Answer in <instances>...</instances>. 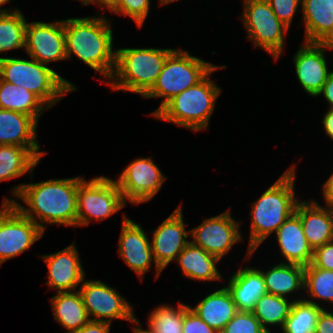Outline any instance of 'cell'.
<instances>
[{"label": "cell", "instance_id": "obj_1", "mask_svg": "<svg viewBox=\"0 0 333 333\" xmlns=\"http://www.w3.org/2000/svg\"><path fill=\"white\" fill-rule=\"evenodd\" d=\"M77 190L78 176L25 182L13 187L11 194L15 199L4 197L3 203H12L44 232L47 224L77 227Z\"/></svg>", "mask_w": 333, "mask_h": 333}, {"label": "cell", "instance_id": "obj_2", "mask_svg": "<svg viewBox=\"0 0 333 333\" xmlns=\"http://www.w3.org/2000/svg\"><path fill=\"white\" fill-rule=\"evenodd\" d=\"M112 22L104 14L64 19L67 60L76 56L106 82L115 69Z\"/></svg>", "mask_w": 333, "mask_h": 333}, {"label": "cell", "instance_id": "obj_3", "mask_svg": "<svg viewBox=\"0 0 333 333\" xmlns=\"http://www.w3.org/2000/svg\"><path fill=\"white\" fill-rule=\"evenodd\" d=\"M296 165L292 164L252 204L249 244L245 259L295 212L300 201L295 194Z\"/></svg>", "mask_w": 333, "mask_h": 333}, {"label": "cell", "instance_id": "obj_4", "mask_svg": "<svg viewBox=\"0 0 333 333\" xmlns=\"http://www.w3.org/2000/svg\"><path fill=\"white\" fill-rule=\"evenodd\" d=\"M219 68L225 69L226 65H216L200 82L170 99L153 117L194 132L207 129L222 92L210 74Z\"/></svg>", "mask_w": 333, "mask_h": 333}, {"label": "cell", "instance_id": "obj_5", "mask_svg": "<svg viewBox=\"0 0 333 333\" xmlns=\"http://www.w3.org/2000/svg\"><path fill=\"white\" fill-rule=\"evenodd\" d=\"M171 48H116L115 69L108 80L112 91H125L142 97L156 83Z\"/></svg>", "mask_w": 333, "mask_h": 333}, {"label": "cell", "instance_id": "obj_6", "mask_svg": "<svg viewBox=\"0 0 333 333\" xmlns=\"http://www.w3.org/2000/svg\"><path fill=\"white\" fill-rule=\"evenodd\" d=\"M29 59L1 57L0 79L33 92L49 108L58 104L67 93L78 90L53 68Z\"/></svg>", "mask_w": 333, "mask_h": 333}, {"label": "cell", "instance_id": "obj_7", "mask_svg": "<svg viewBox=\"0 0 333 333\" xmlns=\"http://www.w3.org/2000/svg\"><path fill=\"white\" fill-rule=\"evenodd\" d=\"M216 65L190 55L189 51L175 49L166 59L156 83L143 98H163L154 116L170 99L200 82Z\"/></svg>", "mask_w": 333, "mask_h": 333}, {"label": "cell", "instance_id": "obj_8", "mask_svg": "<svg viewBox=\"0 0 333 333\" xmlns=\"http://www.w3.org/2000/svg\"><path fill=\"white\" fill-rule=\"evenodd\" d=\"M127 205L115 180L98 176L87 181L78 176L77 226L101 222Z\"/></svg>", "mask_w": 333, "mask_h": 333}, {"label": "cell", "instance_id": "obj_9", "mask_svg": "<svg viewBox=\"0 0 333 333\" xmlns=\"http://www.w3.org/2000/svg\"><path fill=\"white\" fill-rule=\"evenodd\" d=\"M240 17L253 47L264 49L277 61L284 51L289 28L277 18L268 0H243Z\"/></svg>", "mask_w": 333, "mask_h": 333}, {"label": "cell", "instance_id": "obj_10", "mask_svg": "<svg viewBox=\"0 0 333 333\" xmlns=\"http://www.w3.org/2000/svg\"><path fill=\"white\" fill-rule=\"evenodd\" d=\"M78 290L91 320L112 323L120 319L136 324L133 306L115 287L84 278Z\"/></svg>", "mask_w": 333, "mask_h": 333}, {"label": "cell", "instance_id": "obj_11", "mask_svg": "<svg viewBox=\"0 0 333 333\" xmlns=\"http://www.w3.org/2000/svg\"><path fill=\"white\" fill-rule=\"evenodd\" d=\"M44 231L24 216L12 203L0 208V265L27 251Z\"/></svg>", "mask_w": 333, "mask_h": 333}, {"label": "cell", "instance_id": "obj_12", "mask_svg": "<svg viewBox=\"0 0 333 333\" xmlns=\"http://www.w3.org/2000/svg\"><path fill=\"white\" fill-rule=\"evenodd\" d=\"M166 178L150 156L132 160L115 181L126 203L137 205L152 200Z\"/></svg>", "mask_w": 333, "mask_h": 333}, {"label": "cell", "instance_id": "obj_13", "mask_svg": "<svg viewBox=\"0 0 333 333\" xmlns=\"http://www.w3.org/2000/svg\"><path fill=\"white\" fill-rule=\"evenodd\" d=\"M240 223L234 220L228 209L219 215L207 217L200 225L192 228L190 242L222 260L235 244L242 241Z\"/></svg>", "mask_w": 333, "mask_h": 333}, {"label": "cell", "instance_id": "obj_14", "mask_svg": "<svg viewBox=\"0 0 333 333\" xmlns=\"http://www.w3.org/2000/svg\"><path fill=\"white\" fill-rule=\"evenodd\" d=\"M118 253L125 264L137 274L140 280L150 271L154 264L155 278L158 279L162 270L158 267L151 249V243L145 230L124 213L121 233L118 240Z\"/></svg>", "mask_w": 333, "mask_h": 333}, {"label": "cell", "instance_id": "obj_15", "mask_svg": "<svg viewBox=\"0 0 333 333\" xmlns=\"http://www.w3.org/2000/svg\"><path fill=\"white\" fill-rule=\"evenodd\" d=\"M25 52L29 57L46 65L67 60L64 19L50 23L27 22Z\"/></svg>", "mask_w": 333, "mask_h": 333}, {"label": "cell", "instance_id": "obj_16", "mask_svg": "<svg viewBox=\"0 0 333 333\" xmlns=\"http://www.w3.org/2000/svg\"><path fill=\"white\" fill-rule=\"evenodd\" d=\"M327 50L333 51L331 43L304 41L293 55L298 82L309 96H318L329 75Z\"/></svg>", "mask_w": 333, "mask_h": 333}, {"label": "cell", "instance_id": "obj_17", "mask_svg": "<svg viewBox=\"0 0 333 333\" xmlns=\"http://www.w3.org/2000/svg\"><path fill=\"white\" fill-rule=\"evenodd\" d=\"M181 204L153 231L150 240L153 257L163 271L190 242Z\"/></svg>", "mask_w": 333, "mask_h": 333}, {"label": "cell", "instance_id": "obj_18", "mask_svg": "<svg viewBox=\"0 0 333 333\" xmlns=\"http://www.w3.org/2000/svg\"><path fill=\"white\" fill-rule=\"evenodd\" d=\"M40 258L46 263L48 275L46 285L48 289L58 292H70L78 289L85 278L79 251L75 242L64 249L51 254H42Z\"/></svg>", "mask_w": 333, "mask_h": 333}, {"label": "cell", "instance_id": "obj_19", "mask_svg": "<svg viewBox=\"0 0 333 333\" xmlns=\"http://www.w3.org/2000/svg\"><path fill=\"white\" fill-rule=\"evenodd\" d=\"M38 121L24 113L0 108V145L27 148L39 161L47 154L37 140Z\"/></svg>", "mask_w": 333, "mask_h": 333}, {"label": "cell", "instance_id": "obj_20", "mask_svg": "<svg viewBox=\"0 0 333 333\" xmlns=\"http://www.w3.org/2000/svg\"><path fill=\"white\" fill-rule=\"evenodd\" d=\"M295 213L300 217L304 235L314 251L333 241V209L316 200H300Z\"/></svg>", "mask_w": 333, "mask_h": 333}, {"label": "cell", "instance_id": "obj_21", "mask_svg": "<svg viewBox=\"0 0 333 333\" xmlns=\"http://www.w3.org/2000/svg\"><path fill=\"white\" fill-rule=\"evenodd\" d=\"M282 263L308 266L313 259V250L304 235L300 217L294 212L275 232Z\"/></svg>", "mask_w": 333, "mask_h": 333}, {"label": "cell", "instance_id": "obj_22", "mask_svg": "<svg viewBox=\"0 0 333 333\" xmlns=\"http://www.w3.org/2000/svg\"><path fill=\"white\" fill-rule=\"evenodd\" d=\"M300 13L305 42L333 41V0H302Z\"/></svg>", "mask_w": 333, "mask_h": 333}, {"label": "cell", "instance_id": "obj_23", "mask_svg": "<svg viewBox=\"0 0 333 333\" xmlns=\"http://www.w3.org/2000/svg\"><path fill=\"white\" fill-rule=\"evenodd\" d=\"M226 287L238 311L253 312L257 300L267 293L261 270L252 266L232 273Z\"/></svg>", "mask_w": 333, "mask_h": 333}, {"label": "cell", "instance_id": "obj_24", "mask_svg": "<svg viewBox=\"0 0 333 333\" xmlns=\"http://www.w3.org/2000/svg\"><path fill=\"white\" fill-rule=\"evenodd\" d=\"M190 309L218 333L238 312L227 287L207 294L194 308L190 307Z\"/></svg>", "mask_w": 333, "mask_h": 333}, {"label": "cell", "instance_id": "obj_25", "mask_svg": "<svg viewBox=\"0 0 333 333\" xmlns=\"http://www.w3.org/2000/svg\"><path fill=\"white\" fill-rule=\"evenodd\" d=\"M220 259L189 242L178 255L176 263L185 278L202 282L221 281V273L217 268Z\"/></svg>", "mask_w": 333, "mask_h": 333}, {"label": "cell", "instance_id": "obj_26", "mask_svg": "<svg viewBox=\"0 0 333 333\" xmlns=\"http://www.w3.org/2000/svg\"><path fill=\"white\" fill-rule=\"evenodd\" d=\"M50 302L54 319L67 330L66 333L79 330L91 320L79 290L58 292Z\"/></svg>", "mask_w": 333, "mask_h": 333}, {"label": "cell", "instance_id": "obj_27", "mask_svg": "<svg viewBox=\"0 0 333 333\" xmlns=\"http://www.w3.org/2000/svg\"><path fill=\"white\" fill-rule=\"evenodd\" d=\"M304 271V266L282 262L267 271L261 270L267 293L290 299L304 290Z\"/></svg>", "mask_w": 333, "mask_h": 333}, {"label": "cell", "instance_id": "obj_28", "mask_svg": "<svg viewBox=\"0 0 333 333\" xmlns=\"http://www.w3.org/2000/svg\"><path fill=\"white\" fill-rule=\"evenodd\" d=\"M0 108L24 113L39 118L49 108L33 92L0 79Z\"/></svg>", "mask_w": 333, "mask_h": 333}, {"label": "cell", "instance_id": "obj_29", "mask_svg": "<svg viewBox=\"0 0 333 333\" xmlns=\"http://www.w3.org/2000/svg\"><path fill=\"white\" fill-rule=\"evenodd\" d=\"M39 160L25 147L0 145V183L21 177L27 172L33 179Z\"/></svg>", "mask_w": 333, "mask_h": 333}, {"label": "cell", "instance_id": "obj_30", "mask_svg": "<svg viewBox=\"0 0 333 333\" xmlns=\"http://www.w3.org/2000/svg\"><path fill=\"white\" fill-rule=\"evenodd\" d=\"M303 298L288 299L286 297L277 296L271 293H266L260 297L254 308V316L260 321L262 327L272 333L271 327L279 326L282 328L284 321L289 316V312L293 301ZM293 300V301H292ZM270 327V328H269Z\"/></svg>", "mask_w": 333, "mask_h": 333}, {"label": "cell", "instance_id": "obj_31", "mask_svg": "<svg viewBox=\"0 0 333 333\" xmlns=\"http://www.w3.org/2000/svg\"><path fill=\"white\" fill-rule=\"evenodd\" d=\"M303 292L308 295L303 299L319 307L324 308L319 300L333 304V271L317 268L312 263L305 266Z\"/></svg>", "mask_w": 333, "mask_h": 333}, {"label": "cell", "instance_id": "obj_32", "mask_svg": "<svg viewBox=\"0 0 333 333\" xmlns=\"http://www.w3.org/2000/svg\"><path fill=\"white\" fill-rule=\"evenodd\" d=\"M26 24L20 9L0 12V54L14 49L25 50Z\"/></svg>", "mask_w": 333, "mask_h": 333}, {"label": "cell", "instance_id": "obj_33", "mask_svg": "<svg viewBox=\"0 0 333 333\" xmlns=\"http://www.w3.org/2000/svg\"><path fill=\"white\" fill-rule=\"evenodd\" d=\"M323 309L305 299L293 301L289 316L281 328L282 333H315Z\"/></svg>", "mask_w": 333, "mask_h": 333}, {"label": "cell", "instance_id": "obj_34", "mask_svg": "<svg viewBox=\"0 0 333 333\" xmlns=\"http://www.w3.org/2000/svg\"><path fill=\"white\" fill-rule=\"evenodd\" d=\"M184 303L162 304L151 310L147 327L151 333H183Z\"/></svg>", "mask_w": 333, "mask_h": 333}, {"label": "cell", "instance_id": "obj_35", "mask_svg": "<svg viewBox=\"0 0 333 333\" xmlns=\"http://www.w3.org/2000/svg\"><path fill=\"white\" fill-rule=\"evenodd\" d=\"M220 333H268L253 312L238 311Z\"/></svg>", "mask_w": 333, "mask_h": 333}, {"label": "cell", "instance_id": "obj_36", "mask_svg": "<svg viewBox=\"0 0 333 333\" xmlns=\"http://www.w3.org/2000/svg\"><path fill=\"white\" fill-rule=\"evenodd\" d=\"M150 5L151 0H121L111 13L130 17L137 27L142 28L150 12Z\"/></svg>", "mask_w": 333, "mask_h": 333}, {"label": "cell", "instance_id": "obj_37", "mask_svg": "<svg viewBox=\"0 0 333 333\" xmlns=\"http://www.w3.org/2000/svg\"><path fill=\"white\" fill-rule=\"evenodd\" d=\"M271 8L277 18L288 28L292 24V20L297 10L301 11L302 0H268Z\"/></svg>", "mask_w": 333, "mask_h": 333}, {"label": "cell", "instance_id": "obj_38", "mask_svg": "<svg viewBox=\"0 0 333 333\" xmlns=\"http://www.w3.org/2000/svg\"><path fill=\"white\" fill-rule=\"evenodd\" d=\"M183 333H218L208 326L189 305L184 304Z\"/></svg>", "mask_w": 333, "mask_h": 333}, {"label": "cell", "instance_id": "obj_39", "mask_svg": "<svg viewBox=\"0 0 333 333\" xmlns=\"http://www.w3.org/2000/svg\"><path fill=\"white\" fill-rule=\"evenodd\" d=\"M311 263L317 268L333 271V241L316 248Z\"/></svg>", "mask_w": 333, "mask_h": 333}, {"label": "cell", "instance_id": "obj_40", "mask_svg": "<svg viewBox=\"0 0 333 333\" xmlns=\"http://www.w3.org/2000/svg\"><path fill=\"white\" fill-rule=\"evenodd\" d=\"M315 333H333V312H330L326 307L321 311Z\"/></svg>", "mask_w": 333, "mask_h": 333}, {"label": "cell", "instance_id": "obj_41", "mask_svg": "<svg viewBox=\"0 0 333 333\" xmlns=\"http://www.w3.org/2000/svg\"><path fill=\"white\" fill-rule=\"evenodd\" d=\"M110 331H111V323L104 321L90 320L79 330L74 331L72 333H110Z\"/></svg>", "mask_w": 333, "mask_h": 333}, {"label": "cell", "instance_id": "obj_42", "mask_svg": "<svg viewBox=\"0 0 333 333\" xmlns=\"http://www.w3.org/2000/svg\"><path fill=\"white\" fill-rule=\"evenodd\" d=\"M322 197L324 198V206L333 209V172L329 178L322 184Z\"/></svg>", "mask_w": 333, "mask_h": 333}, {"label": "cell", "instance_id": "obj_43", "mask_svg": "<svg viewBox=\"0 0 333 333\" xmlns=\"http://www.w3.org/2000/svg\"><path fill=\"white\" fill-rule=\"evenodd\" d=\"M324 96V99L328 102V108H333V71L329 72L326 82L323 85L319 96Z\"/></svg>", "mask_w": 333, "mask_h": 333}, {"label": "cell", "instance_id": "obj_44", "mask_svg": "<svg viewBox=\"0 0 333 333\" xmlns=\"http://www.w3.org/2000/svg\"><path fill=\"white\" fill-rule=\"evenodd\" d=\"M322 123L327 137L333 141V108H328V111L324 114Z\"/></svg>", "mask_w": 333, "mask_h": 333}, {"label": "cell", "instance_id": "obj_45", "mask_svg": "<svg viewBox=\"0 0 333 333\" xmlns=\"http://www.w3.org/2000/svg\"><path fill=\"white\" fill-rule=\"evenodd\" d=\"M121 0H88L84 6L96 3L101 9L107 10L110 13L119 5Z\"/></svg>", "mask_w": 333, "mask_h": 333}, {"label": "cell", "instance_id": "obj_46", "mask_svg": "<svg viewBox=\"0 0 333 333\" xmlns=\"http://www.w3.org/2000/svg\"><path fill=\"white\" fill-rule=\"evenodd\" d=\"M134 326V327H133ZM132 326L133 333H151L148 329H144L140 321L137 319L136 324Z\"/></svg>", "mask_w": 333, "mask_h": 333}, {"label": "cell", "instance_id": "obj_47", "mask_svg": "<svg viewBox=\"0 0 333 333\" xmlns=\"http://www.w3.org/2000/svg\"><path fill=\"white\" fill-rule=\"evenodd\" d=\"M11 0H0V12H12L17 10L18 8H13L12 10L10 8H4L2 9V6L6 3H9Z\"/></svg>", "mask_w": 333, "mask_h": 333}, {"label": "cell", "instance_id": "obj_48", "mask_svg": "<svg viewBox=\"0 0 333 333\" xmlns=\"http://www.w3.org/2000/svg\"><path fill=\"white\" fill-rule=\"evenodd\" d=\"M160 6L167 5L168 3L176 2L178 0H158Z\"/></svg>", "mask_w": 333, "mask_h": 333}, {"label": "cell", "instance_id": "obj_49", "mask_svg": "<svg viewBox=\"0 0 333 333\" xmlns=\"http://www.w3.org/2000/svg\"><path fill=\"white\" fill-rule=\"evenodd\" d=\"M81 1V3L84 5L88 0H78Z\"/></svg>", "mask_w": 333, "mask_h": 333}]
</instances>
